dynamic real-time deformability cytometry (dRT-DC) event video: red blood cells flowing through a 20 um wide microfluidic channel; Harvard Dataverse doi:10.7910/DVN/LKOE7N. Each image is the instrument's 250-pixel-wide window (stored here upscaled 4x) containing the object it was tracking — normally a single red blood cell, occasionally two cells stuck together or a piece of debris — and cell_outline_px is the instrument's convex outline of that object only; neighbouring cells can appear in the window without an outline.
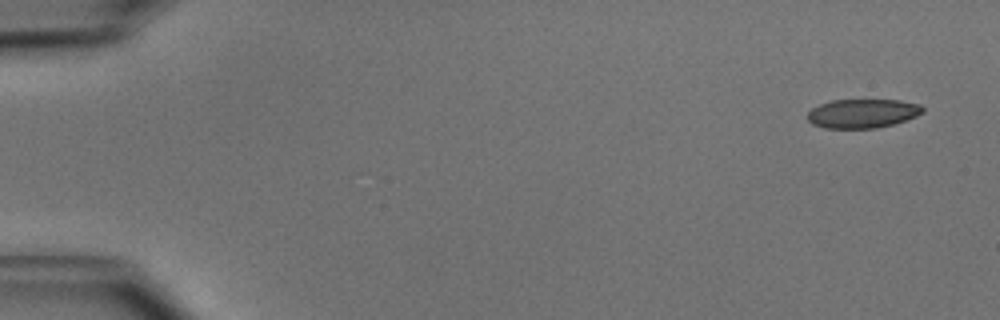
{"species": "common noctule bat (a hibernating species)", "species_latin": "Nyctalus noctula", "temperature_condition": "cold", "stored_images_in_passage": 49, "camera_frame_rate_fps": 3000, "um_per_image_px": 0.085, "animal": {"sex": "male", "body_mass_g": 15.6}, "frame": {"image": 1, "passage_image": 1, "time_ms": 0.0, "image_size_px": [1000, 320], "cell_outline_px": [[924, 112], [916, 116], [892, 124], [876, 128], [824, 128], [812, 124], [808, 120], [808, 112], [812, 108], [820, 104], [832, 100], [900, 100], [920, 104], [924, 108]], "centroid_in_image_um": [73.31, 9.64], "position_along_channel_um": 11.7, "area_um2": 19.42}}
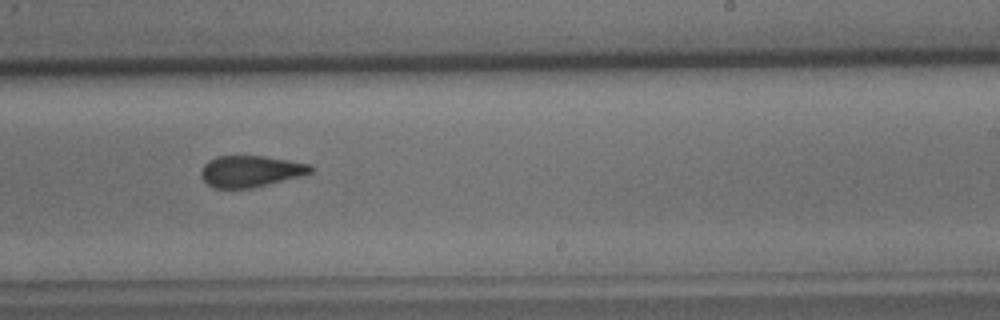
{"frame": {"image": 2, "passage_image": 30, "time_ms": 9.667, "image_size_px": [1000, 320], "cell_outline_px": [[312, 172], [300, 176], [252, 188], [212, 188], [200, 176], [200, 172], [204, 164], [208, 160], [216, 156], [268, 156], [312, 164]], "centroid_in_image_um": [21.29, 14.54], "position_along_channel_um": 267.7, "area_um2": 20.17}}
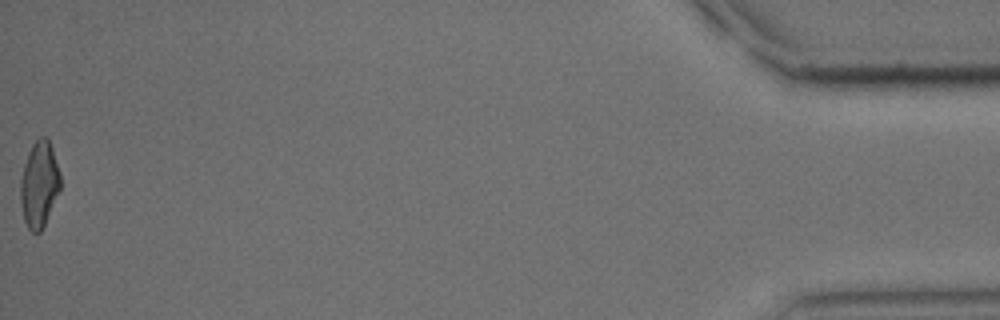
{"frame": {"image": 3, "passage_image": 49, "time_ms": 16.0, "image_size_px": [1000, 320], "cell_outline_px": [[60, 188], [44, 224], [40, 232], [32, 232], [28, 228], [24, 220], [20, 200], [20, 180], [24, 164], [28, 152], [32, 144], [40, 136], [48, 136], [60, 172]], "centroid_in_image_um": [3.32, 15.62], "position_along_channel_um": 431.9, "area_um2": 19.88}, "authors_computed_cell_mechanics": {"area_um2": 20.8658, "velocity_mm_per_s": 4.0152, "shape_relaxation_time_tau1_ms": 5.118, "shape_relaxation_time_tau2_ms": 1.9811, "deformation_change_tau1": 0.1359, "deformation_change_tau2": 0.08}}